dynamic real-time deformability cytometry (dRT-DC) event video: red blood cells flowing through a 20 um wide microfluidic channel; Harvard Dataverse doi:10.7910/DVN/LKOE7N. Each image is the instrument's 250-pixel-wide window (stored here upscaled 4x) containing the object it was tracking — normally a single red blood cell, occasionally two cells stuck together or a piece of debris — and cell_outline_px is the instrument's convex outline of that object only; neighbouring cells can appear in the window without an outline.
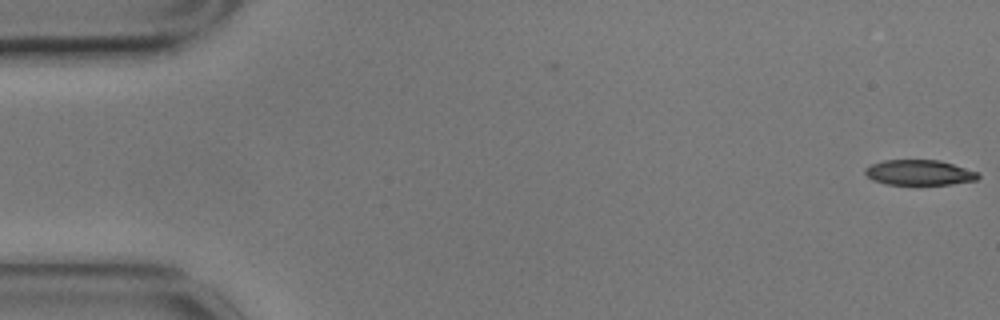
{"species": "common noctule bat (a hibernating species)", "species_latin": "Nyctalus noctula", "temperature_condition": "cold", "stored_images_in_passage": 5, "camera_frame_rate_fps": 3000, "um_per_image_px": 0.085, "animal": {"sex": "male", "body_mass_g": 17.9}, "frame": {"image": 1, "passage_image": 5, "time_ms": 1.333, "image_size_px": [1000, 320], "cell_outline_px": [[980, 176], [976, 180], [952, 184], [916, 188], [884, 184], [872, 180], [864, 172], [864, 168], [872, 164], [884, 160], [940, 160], [980, 172]], "centroid_in_image_um": [78.14, 14.72], "position_along_channel_um": 6.9, "area_um2": 17.69}}